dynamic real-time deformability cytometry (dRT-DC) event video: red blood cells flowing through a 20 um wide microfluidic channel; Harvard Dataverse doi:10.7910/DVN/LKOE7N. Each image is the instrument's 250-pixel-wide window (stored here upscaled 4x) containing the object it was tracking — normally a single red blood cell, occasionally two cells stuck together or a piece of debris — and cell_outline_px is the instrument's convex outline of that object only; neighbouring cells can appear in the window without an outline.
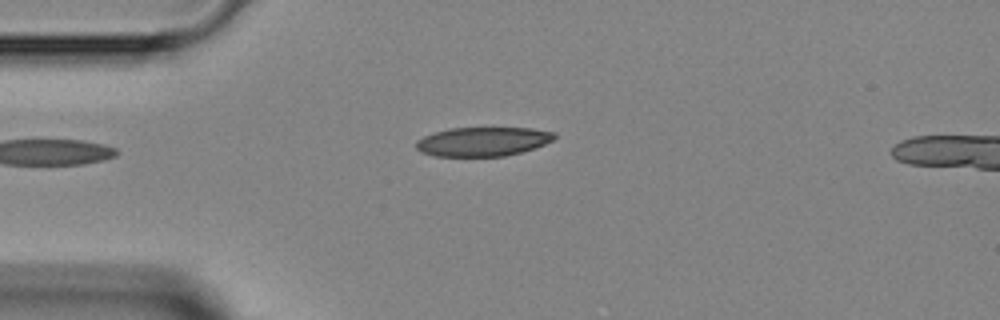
{"species": "Egyptian fruit bat (a non-hibernating species)", "species_latin": "Rousettus aegyptiacus", "temperature_condition": "room temperature", "stored_images_in_passage": 34, "camera_frame_rate_fps": 3000, "um_per_image_px": 0.085, "animal": {"sex": "female"}, "frame": {"image": 1, "passage_image": 1, "time_ms": 0.0, "image_size_px": [1000, 320], "cell_outline_px": [[556, 136], [552, 140], [536, 148], [504, 156], [432, 156], [420, 152], [416, 148], [416, 140], [424, 136], [436, 132], [452, 128], [532, 128], [556, 132]], "centroid_in_image_um": [41.04, 12.03], "position_along_channel_um": 44.0, "area_um2": 23.47}}
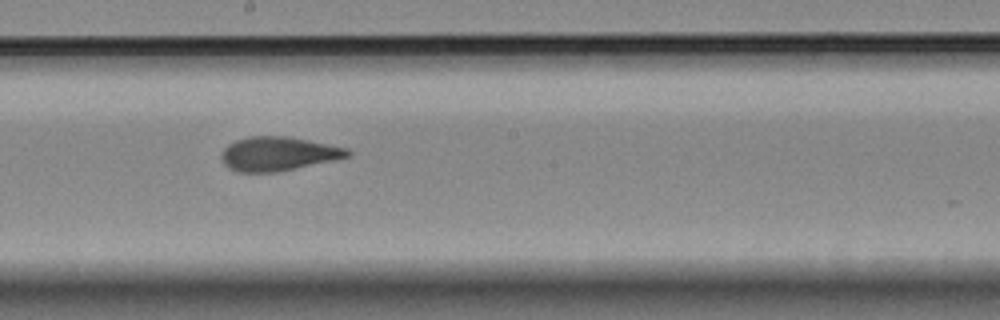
{"frame": {"image": 2, "passage_image": 15, "time_ms": 4.667, "image_size_px": [1000, 320], "cell_outline_px": [[352, 156], [276, 172], [236, 172], [228, 168], [224, 164], [220, 156], [224, 148], [228, 144], [236, 140], [248, 136], [288, 136], [348, 148], [352, 152]], "centroid_in_image_um": [23.63, 13.07], "position_along_channel_um": 224.6, "area_um2": 25.03}}
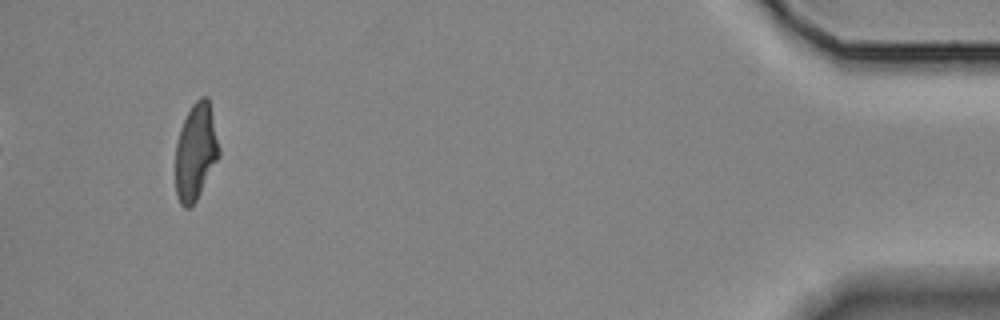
{"frame": {"image": 3, "passage_image": 34, "time_ms": 11.0, "image_size_px": [1000, 320], "cell_outline_px": [[220, 156], [196, 200], [188, 208], [184, 208], [180, 204], [176, 196], [176, 144], [180, 128], [192, 104], [200, 96], [208, 96], [220, 148]], "centroid_in_image_um": [16.64, 12.89], "position_along_channel_um": 418.6, "area_um2": 24.51}}